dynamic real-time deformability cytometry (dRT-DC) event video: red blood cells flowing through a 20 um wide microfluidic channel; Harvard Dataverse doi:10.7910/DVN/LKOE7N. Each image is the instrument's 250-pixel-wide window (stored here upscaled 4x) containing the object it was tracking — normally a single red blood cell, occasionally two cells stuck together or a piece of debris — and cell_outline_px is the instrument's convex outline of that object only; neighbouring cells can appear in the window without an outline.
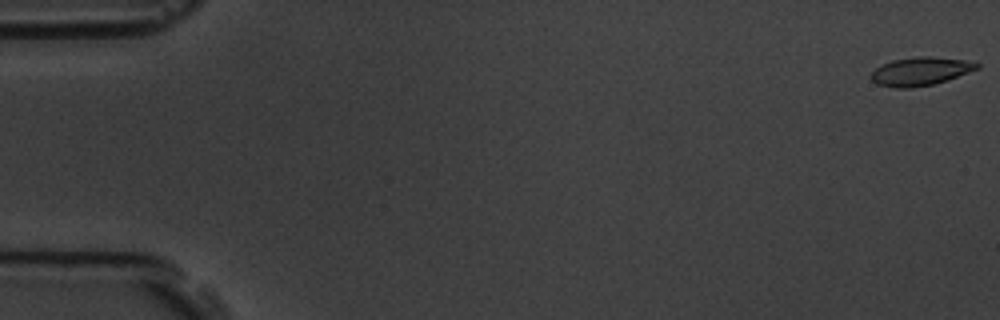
{"species": "common noctule bat (a hibernating species)", "species_latin": "Nyctalus noctula", "temperature_condition": "room temperature", "stored_images_in_passage": 53, "camera_frame_rate_fps": 3000, "um_per_image_px": 0.085, "animal": {"sex": "male", "body_mass_g": 19.5, "forearm_length_mm": 54.6}, "frame": {"image": 1, "passage_image": 1, "time_ms": 0.0, "image_size_px": [1000, 320], "cell_outline_px": [[980, 68], [948, 80], [932, 84], [912, 88], [896, 88], [876, 84], [868, 76], [880, 64], [892, 60], [916, 56], [928, 56], [964, 60], [980, 64]], "centroid_in_image_um": [78.2, 6.06], "position_along_channel_um": 6.8, "area_um2": 17.63}}
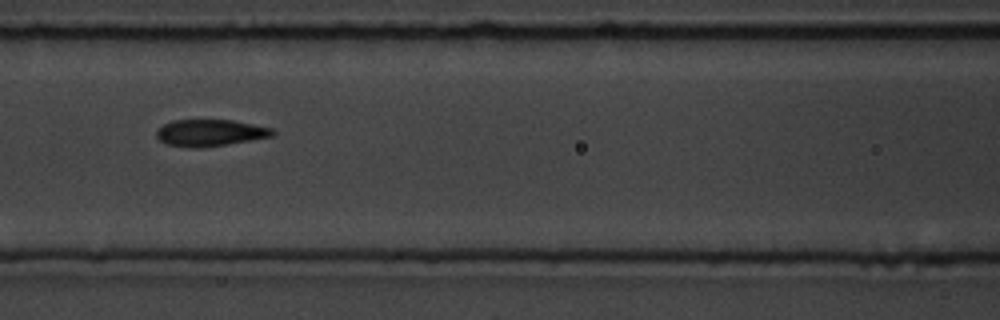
{"frame": {"image": 2, "passage_image": 26, "time_ms": 8.333, "image_size_px": [1000, 320], "cell_outline_px": [[276, 132], [272, 136], [200, 148], [188, 148], [168, 144], [160, 140], [156, 136], [156, 132], [164, 124], [172, 120], [232, 120], [272, 128]], "centroid_in_image_um": [17.83, 11.28], "position_along_channel_um": 148.8, "area_um2": 17.8}}
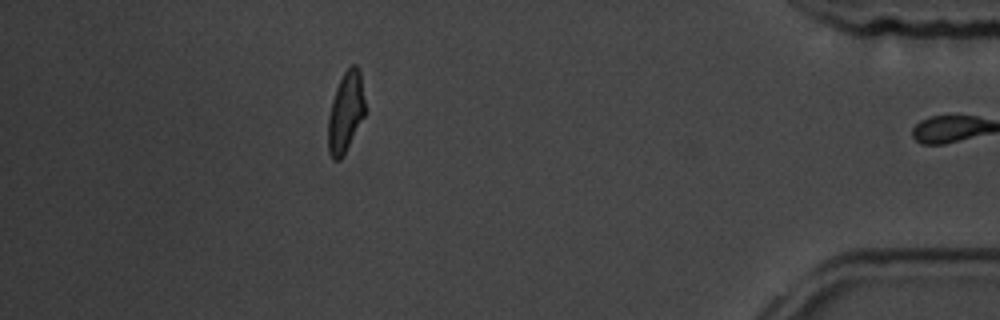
{"frame": {"image": 3, "passage_image": 52, "time_ms": 17.0, "image_size_px": [1000, 320], "cell_outline_px": [[364, 116], [340, 160], [332, 160], [328, 152], [328, 116], [332, 100], [336, 88], [344, 72], [352, 64], [356, 64], [360, 72], [364, 100]], "centroid_in_image_um": [29.35, 9.54], "position_along_channel_um": 405.8, "area_um2": 16.99}, "authors_computed_cell_mechanics": {"area_um2": 17.8024, "velocity_mm_per_s": 3.5361, "shape_relaxation_time_tau1_ms": 3.5978, "shape_relaxation_time_tau2_ms": 2.1229, "deformation_change_tau1": 0.1452, "deformation_change_tau2": 0.0757}}